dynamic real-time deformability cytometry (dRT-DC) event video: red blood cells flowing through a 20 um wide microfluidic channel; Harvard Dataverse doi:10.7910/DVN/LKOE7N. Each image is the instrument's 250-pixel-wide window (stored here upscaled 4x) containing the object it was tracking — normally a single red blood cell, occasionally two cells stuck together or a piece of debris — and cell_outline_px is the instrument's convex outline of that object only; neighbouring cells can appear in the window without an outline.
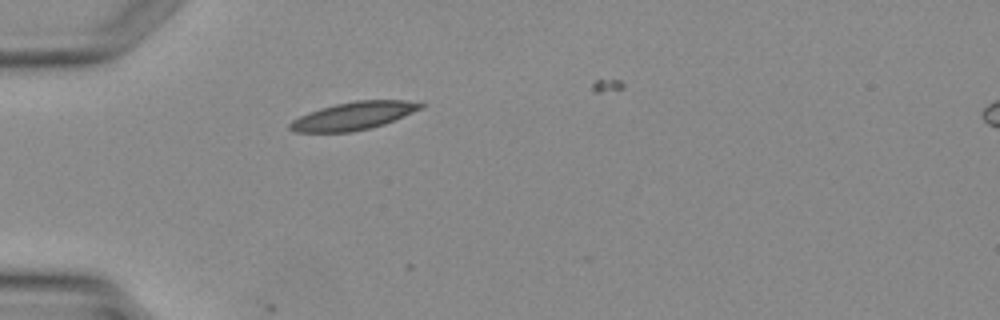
{"species": "Egyptian fruit bat (a non-hibernating species)", "species_latin": "Rousettus aegyptiacus", "temperature_condition": "warm", "stored_images_in_passage": 2, "camera_frame_rate_fps": 3000, "um_per_image_px": 0.085, "animal": {"sex": "female"}, "frame": {"image": 1, "passage_image": 1, "time_ms": 0.0, "image_size_px": [1000, 320], "cell_outline_px": [[424, 108], [384, 124], [352, 132], [296, 132], [288, 128], [288, 124], [292, 120], [308, 112], [320, 108], [336, 104], [356, 100], [404, 100], [424, 104]], "centroid_in_image_um": [30.03, 9.85], "position_along_channel_um": 55.0, "area_um2": 21.15}}